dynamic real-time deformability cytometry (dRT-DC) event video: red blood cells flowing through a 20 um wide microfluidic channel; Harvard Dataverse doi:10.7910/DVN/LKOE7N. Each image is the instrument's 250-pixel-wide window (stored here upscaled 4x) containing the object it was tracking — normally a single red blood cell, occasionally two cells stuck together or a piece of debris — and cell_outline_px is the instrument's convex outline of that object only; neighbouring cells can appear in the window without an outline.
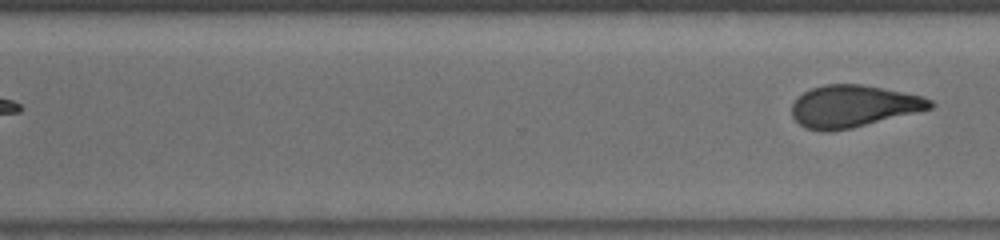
{"species": "human", "species_latin": "Homo sapiens", "temperature_condition": "room temperature", "stored_images_in_passage": 22, "segment_of_instrument_passage": [2, 2], "camera_frame_rate_fps": 3000, "um_per_image_px": 0.085, "donor": {"sex": "male"}, "frame": {"image": 1, "passage_image": 22, "time_ms": 13.0, "image_size_px": [1000, 240], "cell_outline_px": [[936, 104], [932, 108], [852, 128], [828, 132], [820, 132], [804, 128], [792, 116], [792, 104], [804, 92], [812, 88], [824, 84], [860, 84], [884, 88], [924, 96], [932, 100]], "centroid_in_image_um": [72.53, 9.03], "position_along_channel_um": 298.1, "area_um2": 33.93}}